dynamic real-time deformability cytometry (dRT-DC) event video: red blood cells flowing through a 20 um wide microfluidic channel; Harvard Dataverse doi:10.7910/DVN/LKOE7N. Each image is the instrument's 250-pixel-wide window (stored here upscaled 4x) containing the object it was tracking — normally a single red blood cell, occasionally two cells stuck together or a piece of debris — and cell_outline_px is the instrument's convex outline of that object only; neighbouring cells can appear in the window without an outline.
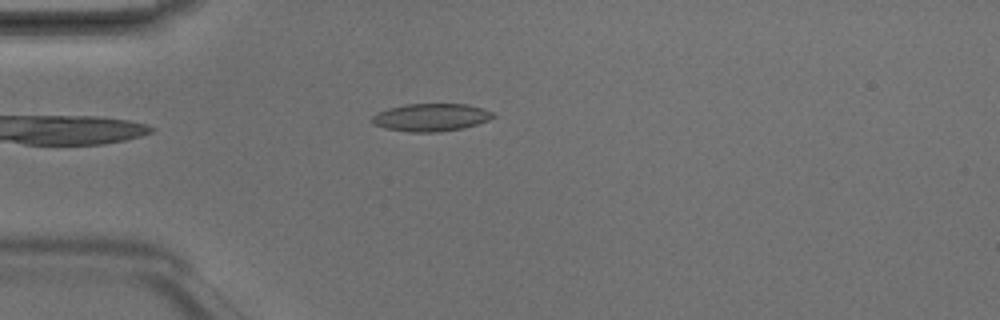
{"species": "Egyptian fruit bat (a non-hibernating species)", "species_latin": "Rousettus aegyptiacus", "temperature_condition": "room temperature", "stored_images_in_passage": 2, "camera_frame_rate_fps": 3000, "um_per_image_px": 0.085, "animal": {"sex": "male"}, "frame": {"image": 1, "passage_image": 2, "time_ms": 0.333, "image_size_px": [1000, 320], "cell_outline_px": [[496, 116], [488, 120], [464, 128], [440, 132], [408, 132], [384, 128], [372, 124], [372, 116], [376, 112], [388, 108], [404, 104], [468, 104], [492, 112]], "centroid_in_image_um": [36.59, 9.98], "position_along_channel_um": 48.4, "area_um2": 19.65}}